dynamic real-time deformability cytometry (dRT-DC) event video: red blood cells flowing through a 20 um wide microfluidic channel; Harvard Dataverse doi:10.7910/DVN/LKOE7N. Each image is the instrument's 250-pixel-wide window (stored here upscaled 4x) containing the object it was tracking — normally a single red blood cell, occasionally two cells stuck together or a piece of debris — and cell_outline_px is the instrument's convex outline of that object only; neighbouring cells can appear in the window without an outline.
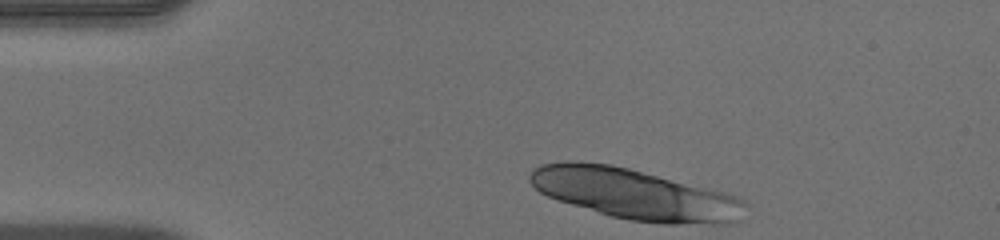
{"species": "human", "species_latin": "Homo sapiens", "temperature_condition": "warm", "stored_images_in_passage": 35, "camera_frame_rate_fps": 3000, "um_per_image_px": 0.085, "donor": {"sex": "male"}, "frame": {"image": 1, "passage_image": 1, "time_ms": 0.0, "image_size_px": [1000, 240], "cell_outline_px": [[748, 204], [736, 220], [728, 224], [664, 224], [632, 220], [612, 216], [572, 204], [548, 196], [540, 192], [528, 180], [528, 176], [532, 168], [540, 164], [564, 160], [576, 160], [612, 164], [724, 192], [736, 196], [744, 200]], "centroid_in_image_um": [53.93, 16.48], "position_along_channel_um": 31.1, "area_um2": 63.52}}
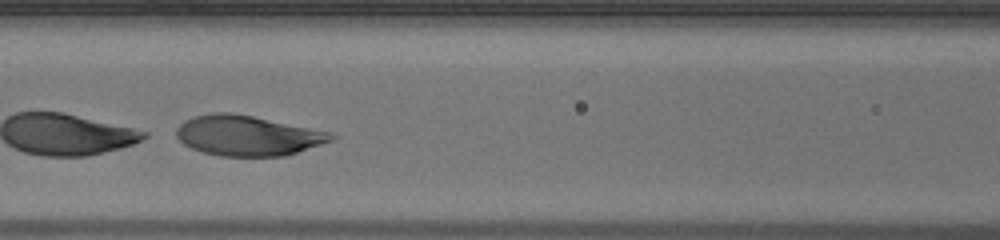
{"frame": {"image": 2, "passage_image": 14, "time_ms": 4.333, "image_size_px": [1000, 240], "cell_outline_px": [[340, 136], [332, 140], [284, 156], [220, 156], [204, 152], [192, 148], [184, 144], [176, 136], [176, 128], [184, 120], [196, 116], [212, 112], [232, 112], [332, 132]], "centroid_in_image_um": [21.04, 11.52], "position_along_channel_um": 145.6, "area_um2": 36.13}, "authors_computed_cell_mechanics": {"area_um2": 36.992, "velocity_mm_per_s": 4.0396, "shape_relaxation_time_tau1_ms": 1.3853, "shape_relaxation_time_tau2_ms": null, "deformation_change_tau1": 0.3052, "deformation_change_tau2": null}}